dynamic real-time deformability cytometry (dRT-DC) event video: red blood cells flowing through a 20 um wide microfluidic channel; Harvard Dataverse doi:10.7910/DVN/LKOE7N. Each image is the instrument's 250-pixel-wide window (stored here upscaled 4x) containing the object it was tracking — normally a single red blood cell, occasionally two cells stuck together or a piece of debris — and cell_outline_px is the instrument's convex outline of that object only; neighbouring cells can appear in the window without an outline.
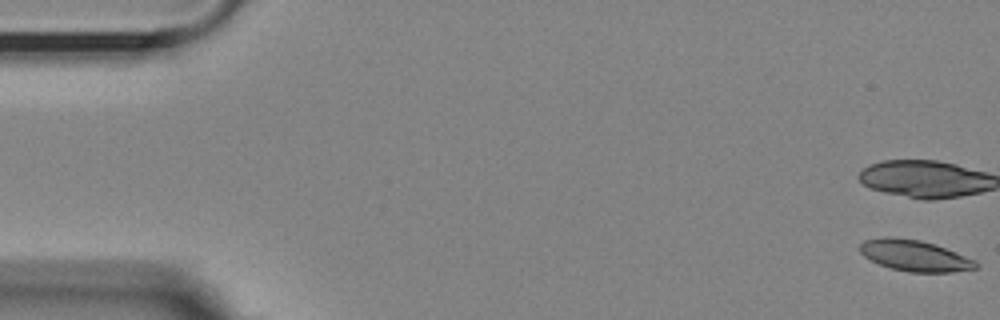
{"species": "Egyptian fruit bat (a non-hibernating species)", "species_latin": "Rousettus aegyptiacus", "temperature_condition": "room temperature", "stored_images_in_passage": 18, "camera_frame_rate_fps": 3000, "um_per_image_px": 0.085, "animal": {"sex": "female"}, "frame": {"image": 1, "passage_image": 1, "time_ms": 0.0, "image_size_px": [1000, 320], "cell_outline_px": [[980, 264], [976, 268], [952, 272], [908, 272], [892, 268], [880, 264], [864, 256], [860, 252], [860, 244], [864, 240], [884, 236], [888, 236], [920, 240], [956, 252], [976, 260]], "centroid_in_image_um": [77.75, 21.72], "position_along_channel_um": 7.3, "area_um2": 20.87}}